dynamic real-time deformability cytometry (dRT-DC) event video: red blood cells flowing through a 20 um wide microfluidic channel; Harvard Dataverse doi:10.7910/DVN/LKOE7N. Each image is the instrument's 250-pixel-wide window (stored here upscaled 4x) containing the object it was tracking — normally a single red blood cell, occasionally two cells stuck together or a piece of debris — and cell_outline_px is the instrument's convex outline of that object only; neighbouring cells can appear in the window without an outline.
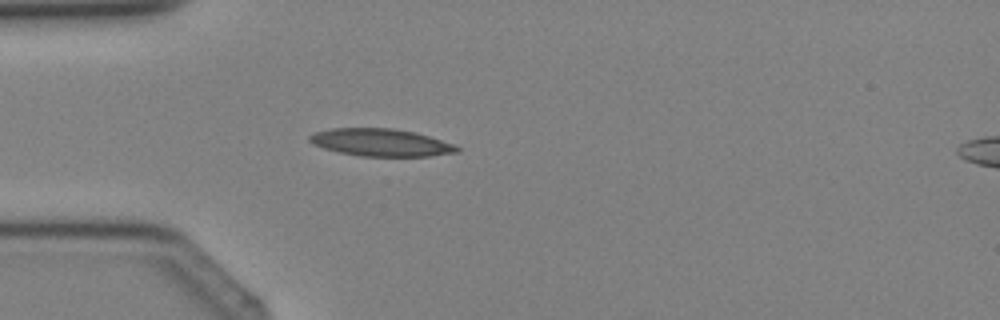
{"species": "Egyptian fruit bat (a non-hibernating species)", "species_latin": "Rousettus aegyptiacus", "temperature_condition": "cold", "stored_images_in_passage": 4, "segment_of_instrument_passage": [1, 2], "camera_frame_rate_fps": 3000, "um_per_image_px": 0.085, "animal": {"sex": "female"}, "frame": {"image": 1, "passage_image": 3, "time_ms": 3.333, "image_size_px": [1000, 320], "cell_outline_px": [[460, 152], [432, 156], [360, 156], [340, 152], [324, 148], [312, 144], [308, 140], [308, 136], [316, 132], [332, 128], [392, 128], [416, 132], [456, 144], [460, 148]], "centroid_in_image_um": [32.42, 12.11], "position_along_channel_um": 52.6, "area_um2": 23.76}}